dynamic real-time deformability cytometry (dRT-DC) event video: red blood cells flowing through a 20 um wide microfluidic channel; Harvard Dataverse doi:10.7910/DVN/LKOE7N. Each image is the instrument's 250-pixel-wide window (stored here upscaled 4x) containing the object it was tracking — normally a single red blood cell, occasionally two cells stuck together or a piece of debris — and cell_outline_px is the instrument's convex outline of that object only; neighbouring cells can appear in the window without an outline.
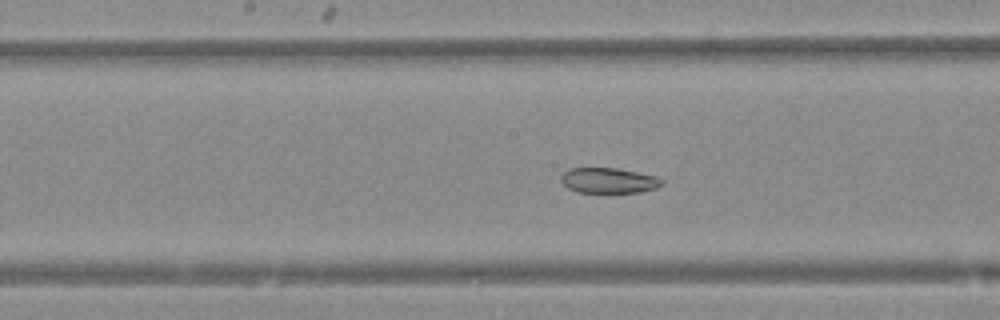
{"species": "Egyptian fruit bat (a non-hibernating species)", "species_latin": "Rousettus aegyptiacus", "temperature_condition": "warm", "stored_images_in_passage": 37, "camera_frame_rate_fps": 3000, "um_per_image_px": 0.085, "animal": {"sex": "female"}, "frame": {"image": 1, "passage_image": 23, "time_ms": 7.333, "image_size_px": [1000, 320], "cell_outline_px": [[664, 184], [656, 188], [640, 192], [576, 192], [568, 188], [560, 180], [560, 176], [568, 168], [616, 168], [656, 176], [664, 180]], "centroid_in_image_um": [51.73, 15.34], "position_along_channel_um": 196.5, "area_um2": 14.91}}
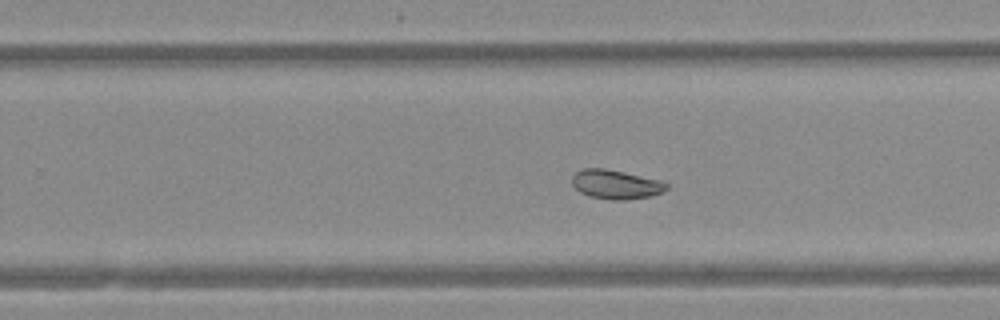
{"frame": {"image": 2, "passage_image": 29, "time_ms": 9.333, "image_size_px": [1000, 320], "cell_outline_px": [[668, 188], [652, 196], [624, 200], [612, 200], [592, 196], [580, 192], [572, 184], [572, 176], [580, 168], [604, 168], [624, 172], [660, 180], [668, 184]], "centroid_in_image_um": [52.33, 15.66], "position_along_channel_um": 277.5, "area_um2": 15.95}}
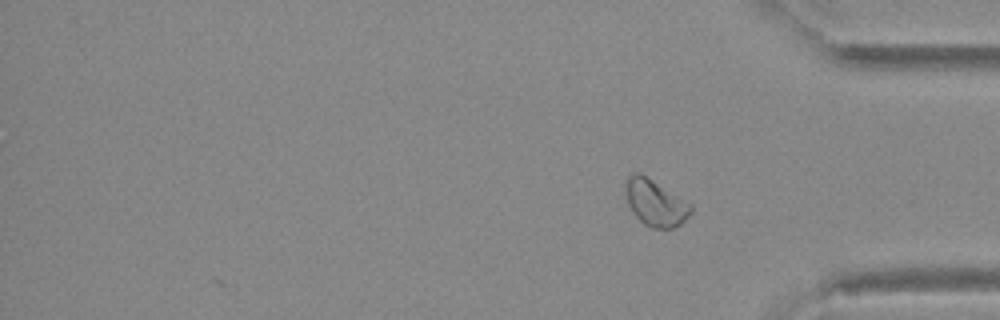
{"frame": {"image": 3, "passage_image": 37, "time_ms": 12.0, "image_size_px": [1000, 320], "cell_outline_px": [[692, 212], [680, 224], [672, 228], [652, 228], [644, 224], [632, 212], [628, 204], [624, 188], [624, 184], [628, 176], [632, 172], [640, 172], [692, 204]], "centroid_in_image_um": [55.68, 17.22], "position_along_channel_um": 379.5, "area_um2": 17.74}}